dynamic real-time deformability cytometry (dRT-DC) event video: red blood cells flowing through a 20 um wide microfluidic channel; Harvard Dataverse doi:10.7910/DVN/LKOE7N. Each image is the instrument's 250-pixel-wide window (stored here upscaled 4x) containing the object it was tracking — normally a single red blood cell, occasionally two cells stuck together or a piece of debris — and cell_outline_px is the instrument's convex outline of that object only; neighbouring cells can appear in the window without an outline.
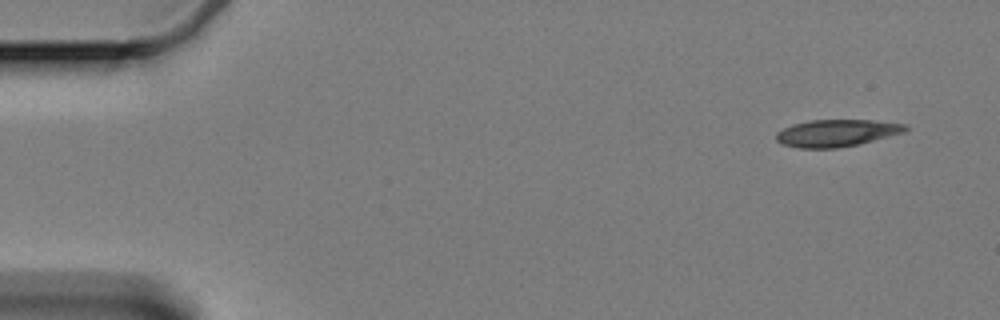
{"species": "Egyptian fruit bat (a non-hibernating species)", "species_latin": "Rousettus aegyptiacus", "temperature_condition": "cold", "stored_images_in_passage": 55, "camera_frame_rate_fps": 3000, "um_per_image_px": 0.085, "animal": {"sex": "female"}, "frame": {"image": 1, "passage_image": 1, "time_ms": 0.0, "image_size_px": [1000, 320], "cell_outline_px": [[908, 128], [904, 132], [856, 144], [836, 148], [800, 148], [784, 144], [776, 140], [776, 132], [792, 124], [808, 120], [872, 120], [908, 124]], "centroid_in_image_um": [71.09, 11.29], "position_along_channel_um": 13.9, "area_um2": 20.17}}
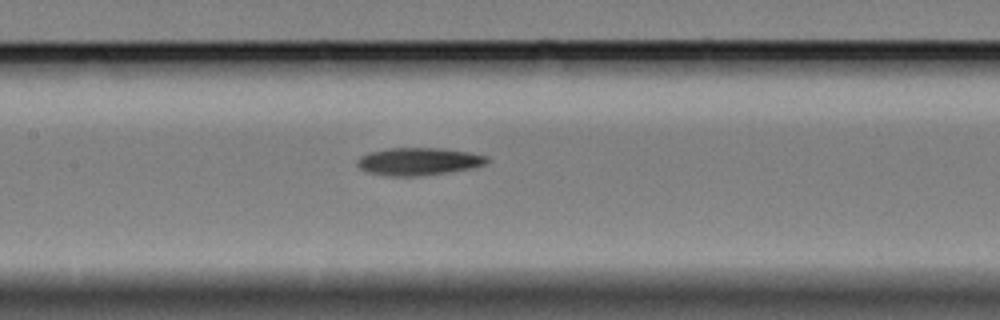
{"frame": {"image": 2, "passage_image": 25, "time_ms": 8.0, "image_size_px": [1000, 320], "cell_outline_px": [[492, 160], [484, 164], [472, 168], [448, 172], [416, 176], [388, 176], [368, 172], [360, 168], [356, 164], [356, 160], [360, 156], [368, 152], [392, 148], [440, 148], [468, 152], [488, 156]], "centroid_in_image_um": [35.58, 13.72], "position_along_channel_um": 171.8, "area_um2": 20.87}}
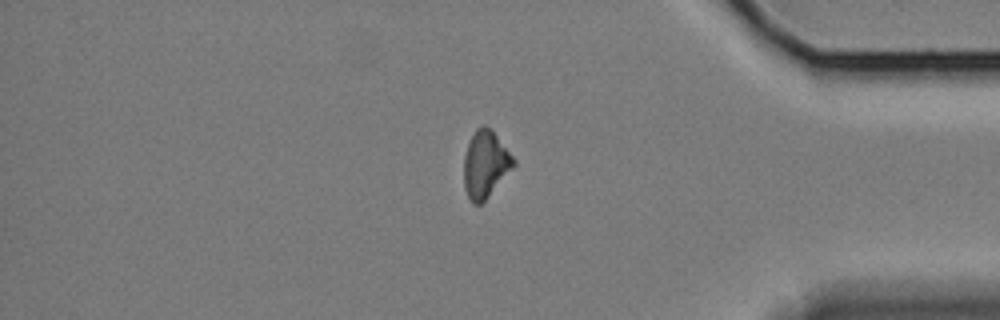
{"frame": {"image": 3, "passage_image": 47, "time_ms": 15.333, "image_size_px": [1000, 320], "cell_outline_px": [[516, 164], [484, 200], [480, 204], [472, 204], [464, 188], [464, 156], [468, 144], [476, 128], [480, 124], [484, 124], [496, 136], [516, 160]], "centroid_in_image_um": [41.24, 13.96], "position_along_channel_um": 394.0, "area_um2": 18.96}}